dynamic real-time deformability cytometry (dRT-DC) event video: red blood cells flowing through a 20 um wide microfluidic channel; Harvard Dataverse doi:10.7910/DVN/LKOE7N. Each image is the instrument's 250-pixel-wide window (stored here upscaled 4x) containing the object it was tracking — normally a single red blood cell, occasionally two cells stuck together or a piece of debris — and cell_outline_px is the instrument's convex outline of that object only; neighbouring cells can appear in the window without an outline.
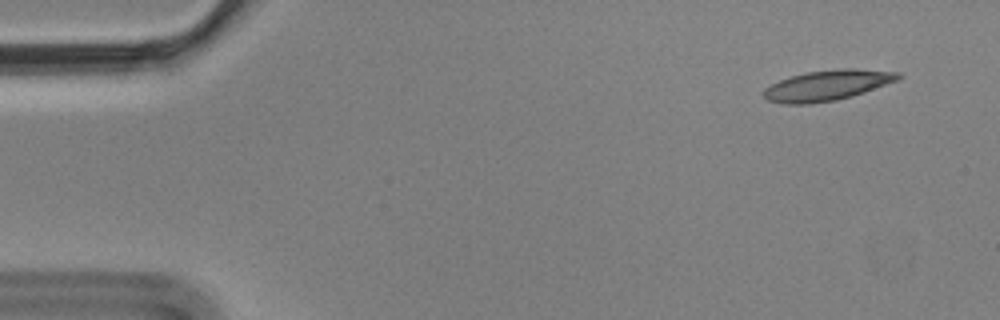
{"species": "Egyptian fruit bat (a non-hibernating species)", "species_latin": "Rousettus aegyptiacus", "temperature_condition": "cold", "stored_images_in_passage": 3, "camera_frame_rate_fps": 3000, "um_per_image_px": 0.085, "animal": {"sex": "male"}, "frame": {"image": 1, "passage_image": 1, "time_ms": 0.0, "image_size_px": [1000, 320], "cell_outline_px": [[904, 76], [896, 80], [864, 92], [852, 96], [836, 100], [808, 104], [784, 104], [768, 100], [764, 96], [764, 88], [780, 80], [792, 76], [808, 72], [840, 68], [856, 68], [900, 72]], "centroid_in_image_um": [70.34, 7.25], "position_along_channel_um": 14.7, "area_um2": 23.7}}